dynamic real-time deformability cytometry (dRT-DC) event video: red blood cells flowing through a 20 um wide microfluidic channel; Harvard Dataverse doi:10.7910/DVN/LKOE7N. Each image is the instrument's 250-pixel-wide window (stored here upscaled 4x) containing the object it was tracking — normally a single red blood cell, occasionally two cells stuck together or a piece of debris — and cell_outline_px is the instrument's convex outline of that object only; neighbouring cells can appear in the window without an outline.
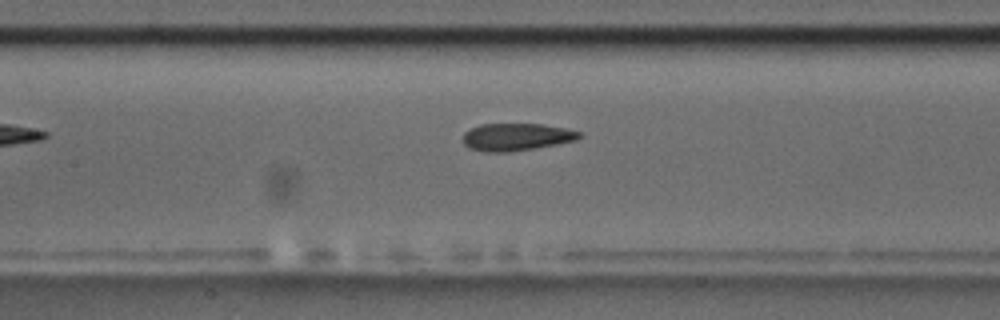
{"species": "common noctule bat (a hibernating species)", "species_latin": "Nyctalus noctula", "temperature_condition": "room temperature", "stored_images_in_passage": 22, "camera_frame_rate_fps": 3000, "um_per_image_px": 0.085, "animal": {"sex": "male", "body_mass_g": 17.5, "forearm_length_mm": 52.3}, "frame": {"image": 1, "passage_image": 10, "time_ms": 3.0, "image_size_px": [1000, 320], "cell_outline_px": [[584, 132], [576, 140], [536, 148], [508, 152], [484, 152], [468, 148], [460, 140], [464, 132], [480, 124], [540, 124], [564, 128]], "centroid_in_image_um": [43.84, 11.65], "position_along_channel_um": 163.6, "area_um2": 18.73}}
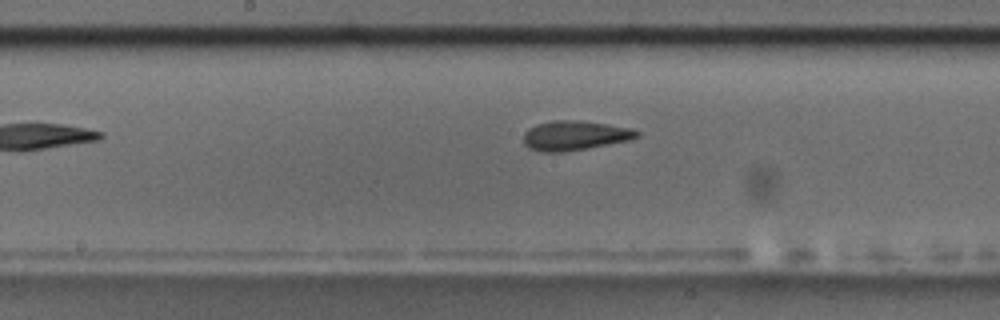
{"frame": {"image": 2, "passage_image": 13, "time_ms": 4.0, "image_size_px": [1000, 320], "cell_outline_px": [[640, 136], [632, 140], [564, 152], [544, 152], [528, 148], [524, 144], [524, 132], [528, 128], [536, 124], [552, 120], [580, 120], [632, 128], [640, 132]], "centroid_in_image_um": [48.86, 11.51], "position_along_channel_um": 199.3, "area_um2": 19.71}}